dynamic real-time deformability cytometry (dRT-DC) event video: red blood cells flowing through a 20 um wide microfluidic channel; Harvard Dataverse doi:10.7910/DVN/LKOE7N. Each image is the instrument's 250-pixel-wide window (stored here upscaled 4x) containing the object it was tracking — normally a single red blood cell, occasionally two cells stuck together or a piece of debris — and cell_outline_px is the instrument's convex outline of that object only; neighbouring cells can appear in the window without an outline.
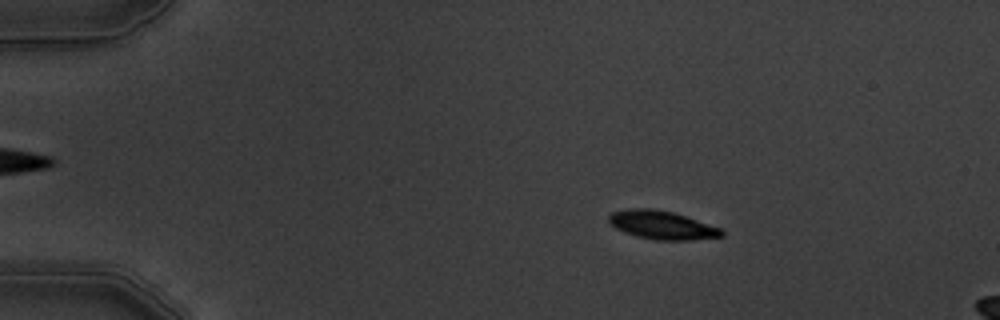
{"species": "common noctule bat (a hibernating species)", "species_latin": "Nyctalus noctula", "temperature_condition": "warm", "stored_images_in_passage": 5, "camera_frame_rate_fps": 3000, "um_per_image_px": 0.085, "animal": {"sex": "male", "body_mass_g": 19.5, "forearm_length_mm": 54.6}, "frame": {"image": 1, "passage_image": 3, "time_ms": 2.333, "image_size_px": [1000, 320], "cell_outline_px": [[724, 236], [692, 240], [656, 240], [636, 236], [624, 232], [616, 228], [608, 220], [608, 216], [612, 212], [628, 208], [652, 208], [672, 212], [724, 228]], "centroid_in_image_um": [56.3, 19.13], "position_along_channel_um": 28.7, "area_um2": 18.84}}